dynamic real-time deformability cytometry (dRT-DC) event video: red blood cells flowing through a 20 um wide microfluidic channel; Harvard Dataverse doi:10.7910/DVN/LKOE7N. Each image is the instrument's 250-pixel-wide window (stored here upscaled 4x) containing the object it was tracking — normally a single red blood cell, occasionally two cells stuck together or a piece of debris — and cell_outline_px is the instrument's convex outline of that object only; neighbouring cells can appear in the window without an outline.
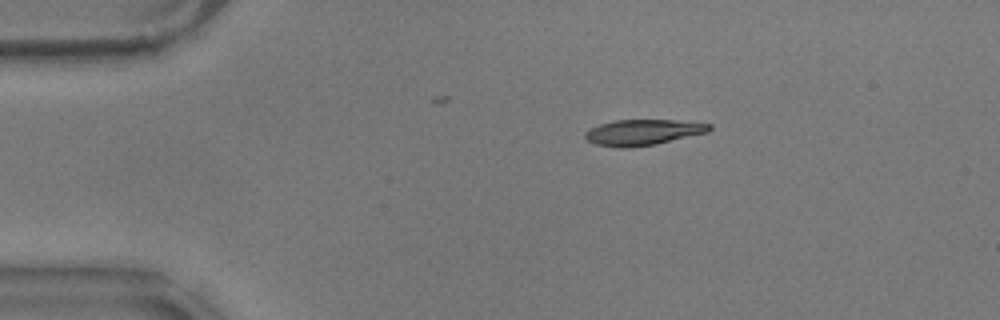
{"species": "common noctule bat (a hibernating species)", "species_latin": "Nyctalus noctula", "temperature_condition": "warm", "stored_images_in_passage": 7, "camera_frame_rate_fps": 3000, "um_per_image_px": 0.085, "animal": {"sex": "male", "body_mass_g": 17.9}, "frame": {"image": 1, "passage_image": 1, "time_ms": 0.0, "image_size_px": [1000, 320], "cell_outline_px": [[712, 128], [708, 132], [656, 144], [632, 148], [620, 148], [596, 144], [588, 140], [584, 136], [584, 132], [600, 124], [616, 120], [672, 120], [712, 124]], "centroid_in_image_um": [54.65, 11.25], "position_along_channel_um": 30.3, "area_um2": 18.55}}